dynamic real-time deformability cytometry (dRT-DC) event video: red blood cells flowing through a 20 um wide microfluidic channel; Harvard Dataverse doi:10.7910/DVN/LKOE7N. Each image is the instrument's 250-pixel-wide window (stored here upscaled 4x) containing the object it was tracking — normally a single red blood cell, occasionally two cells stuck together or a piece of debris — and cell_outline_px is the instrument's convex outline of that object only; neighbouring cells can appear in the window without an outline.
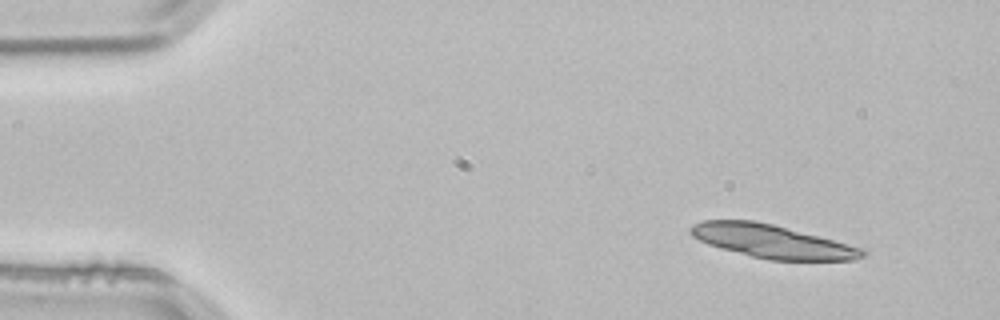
{"species": "common noctule bat (a hibernating species)", "species_latin": "Nyctalus noctula", "temperature_condition": "room temperature", "stored_images_in_passage": 3, "camera_frame_rate_fps": 3000, "um_per_image_px": 0.085, "animal": {"sex": "male", "body_mass_g": 21.5, "forearm_length_mm": 52.0}, "frame": {"image": 1, "passage_image": 1, "time_ms": 0.0, "image_size_px": [1000, 320], "cell_outline_px": [[868, 256], [856, 260], [768, 260], [720, 248], [708, 244], [692, 236], [688, 232], [688, 228], [692, 224], [704, 220], [756, 220], [868, 248]], "centroid_in_image_um": [65.71, 20.52], "position_along_channel_um": 19.3, "area_um2": 33.81}}